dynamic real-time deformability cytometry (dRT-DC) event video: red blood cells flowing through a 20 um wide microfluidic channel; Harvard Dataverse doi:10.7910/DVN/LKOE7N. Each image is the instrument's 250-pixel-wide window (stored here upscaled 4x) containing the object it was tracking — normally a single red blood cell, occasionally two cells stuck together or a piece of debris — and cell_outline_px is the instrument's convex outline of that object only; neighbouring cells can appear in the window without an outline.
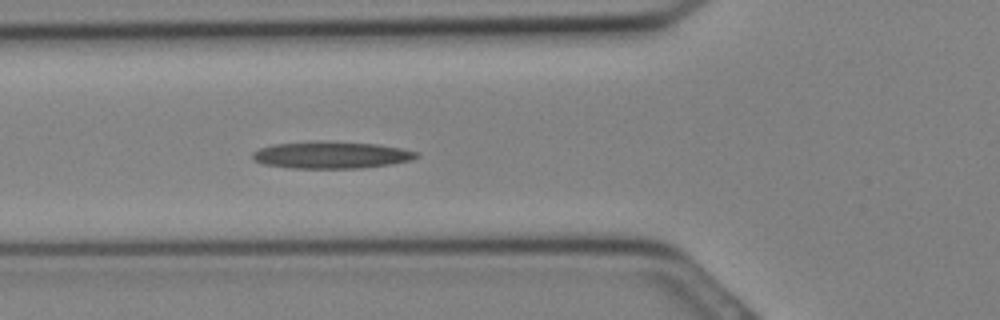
{"species": "Egyptian fruit bat (a non-hibernating species)", "species_latin": "Rousettus aegyptiacus", "temperature_condition": "cold", "stored_images_in_passage": 11, "camera_frame_rate_fps": 3000, "um_per_image_px": 0.085, "animal": {"sex": "female"}, "frame": {"image": 1, "passage_image": 11, "time_ms": 3.333, "image_size_px": [1000, 320], "cell_outline_px": [[420, 156], [412, 160], [388, 164], [360, 168], [292, 168], [264, 164], [252, 160], [252, 152], [260, 148], [272, 144], [376, 144], [400, 148], [416, 152]], "centroid_in_image_um": [28.15, 13.23], "position_along_channel_um": 97.7, "area_um2": 24.33}}